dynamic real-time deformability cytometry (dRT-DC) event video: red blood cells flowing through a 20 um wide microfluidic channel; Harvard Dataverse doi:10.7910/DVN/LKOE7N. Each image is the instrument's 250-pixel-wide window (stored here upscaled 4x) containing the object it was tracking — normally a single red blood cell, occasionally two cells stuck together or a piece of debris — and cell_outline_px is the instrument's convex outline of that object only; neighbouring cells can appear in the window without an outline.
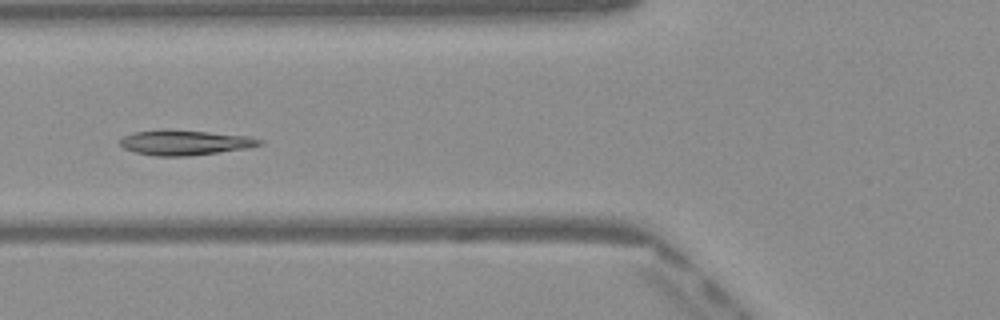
{"species": "Egyptian fruit bat (a non-hibernating species)", "species_latin": "Rousettus aegyptiacus", "temperature_condition": "warm", "stored_images_in_passage": 51, "camera_frame_rate_fps": 3000, "um_per_image_px": 0.085, "frame": {"image": 1, "passage_image": 20, "time_ms": 6.333, "image_size_px": [1000, 320], "cell_outline_px": [[264, 144], [248, 148], [188, 156], [156, 156], [136, 152], [124, 148], [120, 144], [120, 140], [124, 136], [136, 132], [164, 128], [252, 136], [264, 140]], "centroid_in_image_um": [15.77, 12.1], "position_along_channel_um": 110.0, "area_um2": 20.52}}
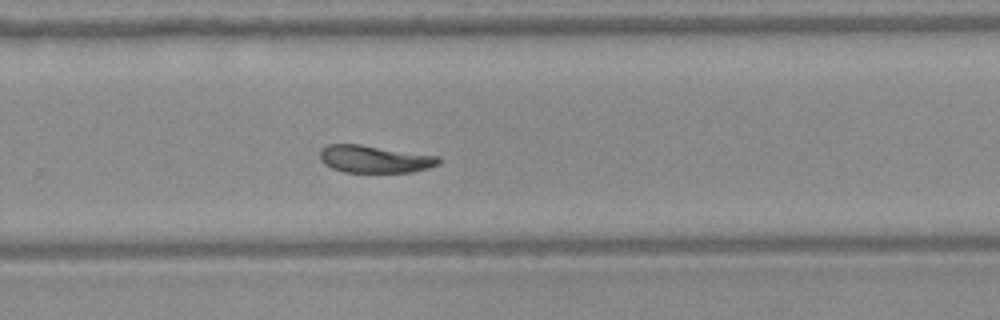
{"frame": {"image": 2, "passage_image": 34, "time_ms": 11.0, "image_size_px": [1000, 320], "cell_outline_px": [[440, 164], [428, 168], [412, 172], [344, 172], [332, 168], [324, 164], [320, 160], [320, 148], [328, 144], [360, 144], [440, 156]], "centroid_in_image_um": [31.84, 13.51], "position_along_channel_um": 298.0, "area_um2": 19.13}}
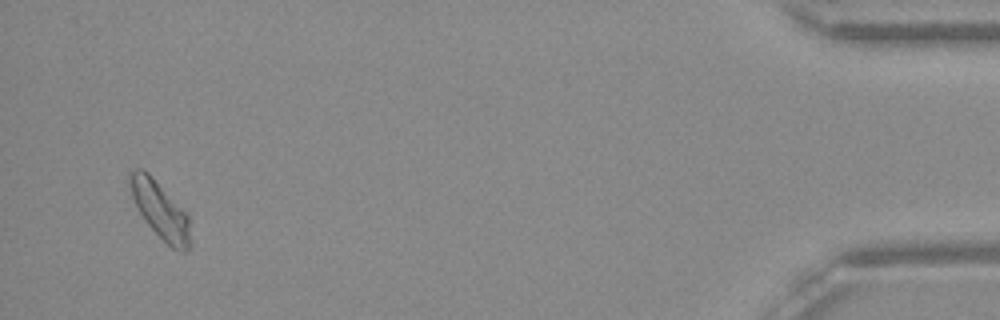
{"frame": {"image": 3, "passage_image": 49, "time_ms": 16.0, "image_size_px": [1000, 320], "cell_outline_px": [[192, 248], [188, 252], [180, 252], [172, 248], [144, 220], [132, 196], [128, 184], [128, 172], [132, 168], [140, 168], [148, 172], [188, 212], [192, 240]], "centroid_in_image_um": [13.67, 17.86], "position_along_channel_um": 421.5, "area_um2": 20.63}, "authors_computed_cell_mechanics": {"area_um2": 20.2878, "velocity_mm_per_s": 4.0272, "shape_relaxation_time_tau1_ms": 4.0787, "shape_relaxation_time_tau2_ms": 2.2975, "deformation_change_tau1": 0.1313, "deformation_change_tau2": 0.0582}}